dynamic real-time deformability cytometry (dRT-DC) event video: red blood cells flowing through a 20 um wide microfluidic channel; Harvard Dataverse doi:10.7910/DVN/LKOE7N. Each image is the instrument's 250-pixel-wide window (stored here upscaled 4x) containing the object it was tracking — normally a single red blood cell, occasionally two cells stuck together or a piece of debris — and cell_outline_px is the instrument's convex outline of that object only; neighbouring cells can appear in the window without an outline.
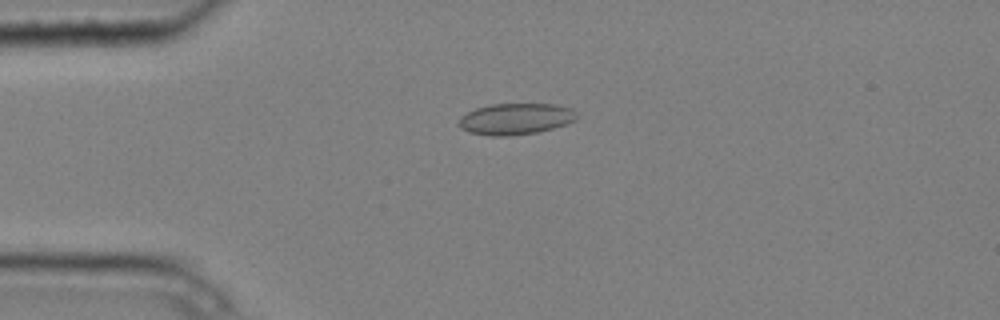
{"species": "common noctule bat (a hibernating species)", "species_latin": "Nyctalus noctula", "temperature_condition": "cold", "stored_images_in_passage": 4, "camera_frame_rate_fps": 3000, "um_per_image_px": 0.085, "animal": {"sex": "male", "body_mass_g": 20.4}, "frame": {"image": 1, "passage_image": 4, "time_ms": 1.0, "image_size_px": [1000, 320], "cell_outline_px": [[576, 120], [552, 128], [536, 132], [508, 136], [492, 136], [468, 132], [460, 128], [456, 124], [460, 116], [476, 108], [492, 104], [552, 104], [572, 108], [576, 112]], "centroid_in_image_um": [43.77, 10.11], "position_along_channel_um": 41.2, "area_um2": 21.5}}